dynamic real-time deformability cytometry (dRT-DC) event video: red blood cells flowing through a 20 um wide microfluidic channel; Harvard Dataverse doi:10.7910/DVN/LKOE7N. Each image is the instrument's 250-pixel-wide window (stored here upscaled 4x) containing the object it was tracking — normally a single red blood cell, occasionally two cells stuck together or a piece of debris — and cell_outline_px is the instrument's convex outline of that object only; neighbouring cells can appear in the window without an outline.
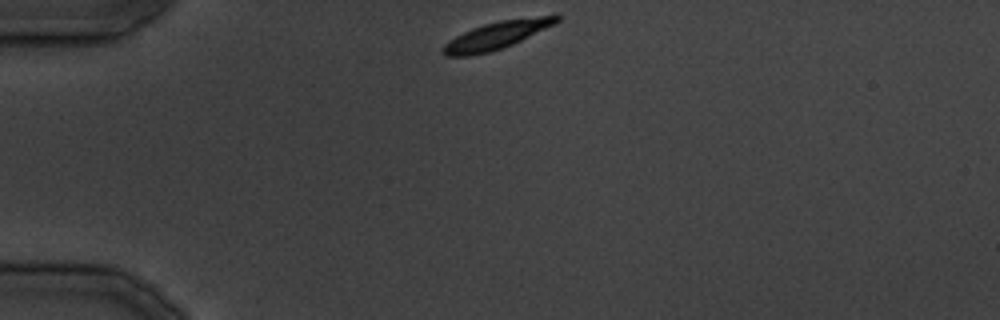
{"species": "common noctule bat (a hibernating species)", "species_latin": "Nyctalus noctula", "temperature_condition": "cold", "stored_images_in_passage": 20, "camera_frame_rate_fps": 3000, "um_per_image_px": 0.085, "animal": {"sex": "male", "body_mass_g": 19.5, "forearm_length_mm": 54.6}, "frame": {"image": 1, "passage_image": 1, "time_ms": 0.0, "image_size_px": [1000, 320], "cell_outline_px": [[564, 16], [556, 24], [512, 44], [488, 52], [472, 56], [444, 56], [440, 52], [440, 48], [448, 40], [472, 28], [484, 24], [500, 20], [556, 12], [560, 12]], "centroid_in_image_um": [42.32, 2.94], "position_along_channel_um": 42.7, "area_um2": 18.96}}
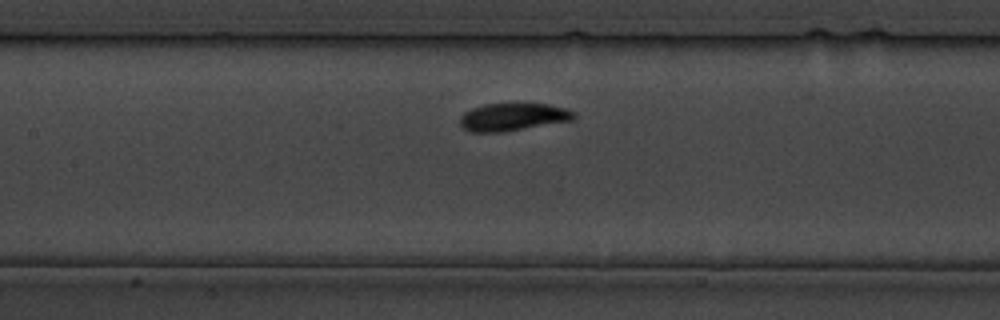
{"frame": {"image": 2, "passage_image": 10, "time_ms": 10.333, "image_size_px": [1000, 320], "cell_outline_px": [[576, 116], [572, 120], [504, 132], [468, 132], [460, 124], [460, 116], [464, 112], [472, 108], [484, 104], [548, 104], [564, 108], [576, 112]], "centroid_in_image_um": [43.58, 9.95], "position_along_channel_um": 163.8, "area_um2": 18.32}}
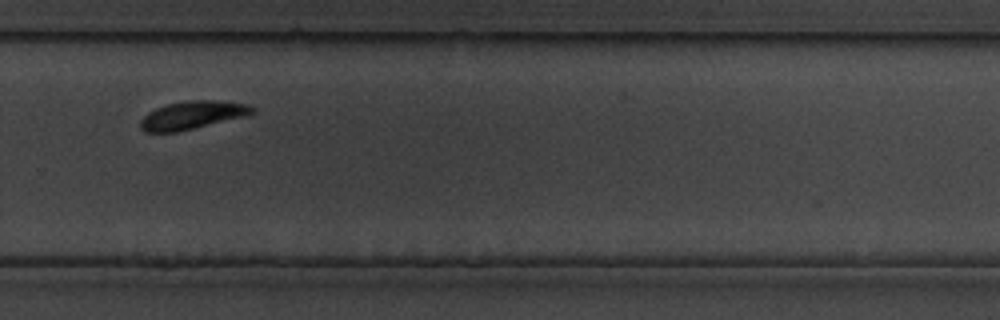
{"frame": {"image": 3, "passage_image": 18, "time_ms": 20.333, "image_size_px": [1000, 320], "cell_outline_px": [[256, 108], [252, 112], [244, 116], [176, 132], [144, 132], [140, 128], [140, 120], [148, 112], [156, 108], [168, 104], [188, 100], [220, 100], [248, 104]], "centroid_in_image_um": [16.32, 9.77], "position_along_channel_um": 313.5, "area_um2": 18.09}}